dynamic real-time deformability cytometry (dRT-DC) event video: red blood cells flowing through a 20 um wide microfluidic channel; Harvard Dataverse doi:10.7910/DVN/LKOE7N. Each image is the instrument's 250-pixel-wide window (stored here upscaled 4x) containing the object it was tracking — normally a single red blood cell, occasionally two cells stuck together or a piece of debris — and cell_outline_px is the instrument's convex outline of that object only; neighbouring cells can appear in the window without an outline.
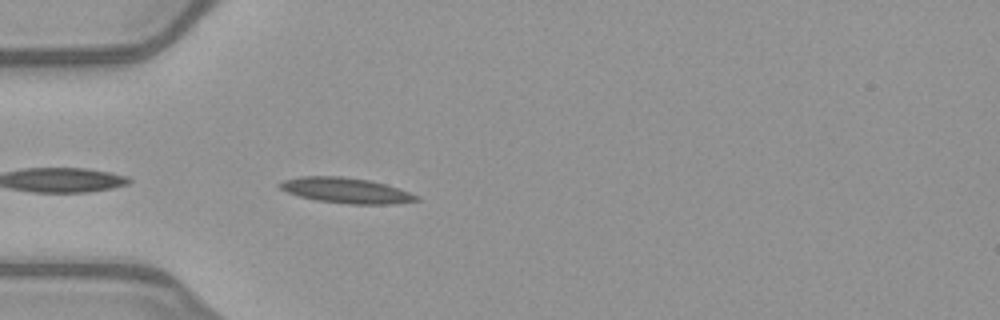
{"species": "common noctule bat (a hibernating species)", "species_latin": "Nyctalus noctula", "temperature_condition": "warm", "stored_images_in_passage": 32, "camera_frame_rate_fps": 3000, "um_per_image_px": 0.085, "animal": {"sex": "female", "body_mass_g": 21.9}, "frame": {"image": 1, "passage_image": 2, "time_ms": 0.333, "image_size_px": [1000, 320], "cell_outline_px": [[420, 200], [396, 204], [352, 204], [316, 200], [300, 196], [288, 192], [280, 188], [276, 184], [280, 180], [304, 176], [340, 176], [368, 180], [384, 184], [420, 196]], "centroid_in_image_um": [29.39, 16.19], "position_along_channel_um": 55.6, "area_um2": 20.11}}
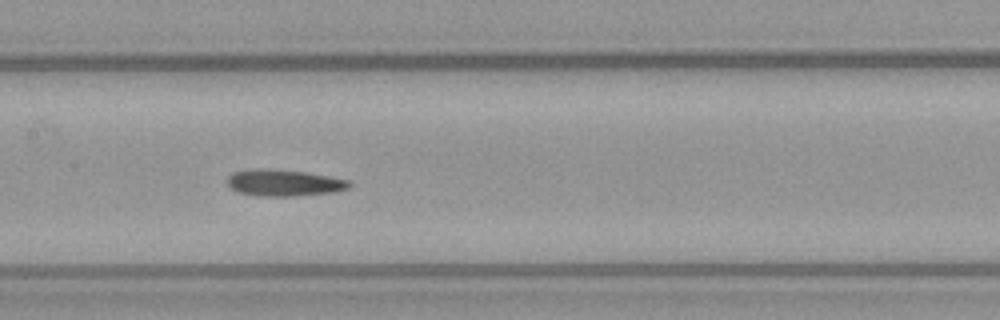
{"frame": {"image": 2, "passage_image": 12, "time_ms": 3.667, "image_size_px": [1000, 320], "cell_outline_px": [[352, 184], [348, 188], [336, 192], [296, 196], [260, 196], [236, 192], [228, 184], [228, 176], [232, 172], [256, 168], [260, 168], [304, 172], [352, 180]], "centroid_in_image_um": [24.16, 15.54], "position_along_channel_um": 183.2, "area_um2": 18.96}}
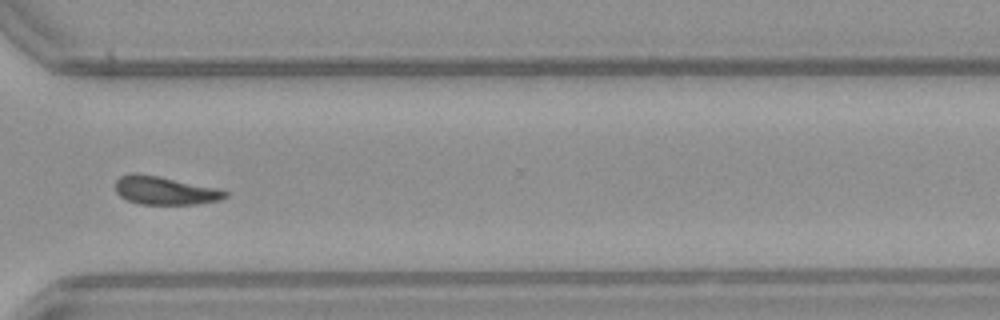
{"frame": {"image": 3, "passage_image": 25, "time_ms": 8.0, "image_size_px": [1000, 320], "cell_outline_px": [[228, 196], [220, 200], [196, 204], [140, 204], [128, 200], [120, 196], [116, 192], [116, 180], [120, 176], [132, 172], [136, 172], [160, 176], [216, 188], [228, 192]], "centroid_in_image_um": [13.99, 16.18], "position_along_channel_um": 356.6, "area_um2": 18.09}}